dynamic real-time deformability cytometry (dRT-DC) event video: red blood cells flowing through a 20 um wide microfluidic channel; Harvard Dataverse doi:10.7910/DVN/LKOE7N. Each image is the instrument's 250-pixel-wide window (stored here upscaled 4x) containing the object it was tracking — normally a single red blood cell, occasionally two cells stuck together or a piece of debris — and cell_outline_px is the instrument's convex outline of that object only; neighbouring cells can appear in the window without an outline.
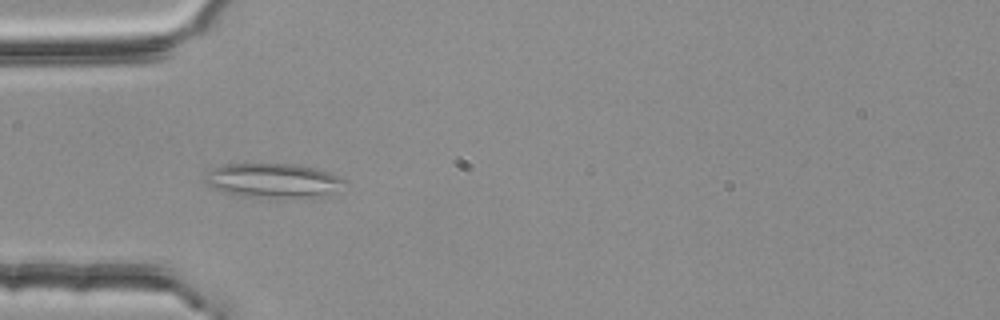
{"species": "common noctule bat (a hibernating species)", "species_latin": "Nyctalus noctula", "temperature_condition": "room temperature", "stored_images_in_passage": 4, "camera_frame_rate_fps": 3000, "um_per_image_px": 0.085, "animal": {"sex": "female", "body_mass_g": 25.1}, "frame": {"image": 1, "passage_image": 4, "time_ms": 1.0, "image_size_px": [1000, 320], "cell_outline_px": [[348, 184], [324, 196], [244, 196], [228, 192], [216, 188], [208, 184], [204, 180], [204, 176], [212, 168], [224, 164], [296, 164], [316, 168], [340, 176], [348, 180]], "centroid_in_image_um": [23.27, 15.31], "position_along_channel_um": 61.7, "area_um2": 27.4}}